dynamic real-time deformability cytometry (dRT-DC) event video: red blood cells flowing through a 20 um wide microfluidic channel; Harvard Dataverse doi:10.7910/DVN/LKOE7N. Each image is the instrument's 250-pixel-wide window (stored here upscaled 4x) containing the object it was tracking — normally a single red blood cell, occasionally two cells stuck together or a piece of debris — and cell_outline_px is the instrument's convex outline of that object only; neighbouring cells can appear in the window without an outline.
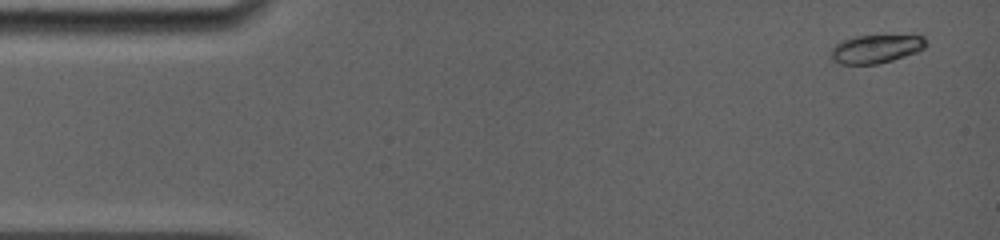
{"species": "common noctule bat (a hibernating species)", "species_latin": "Nyctalus noctula", "temperature_condition": "room temperature", "stored_images_in_passage": 4, "camera_frame_rate_fps": 5000, "um_per_image_px": 0.085, "animal": {"sex": "female", "body_mass_g": 19.0, "forearm_length_mm": 56.7}, "frame": {"image": 1, "passage_image": 1, "time_ms": 0.0, "image_size_px": [1000, 240], "cell_outline_px": [[928, 44], [924, 48], [916, 52], [892, 60], [876, 64], [840, 64], [832, 60], [832, 48], [840, 40], [852, 36], [924, 36]], "centroid_in_image_um": [74.43, 4.15], "position_along_channel_um": 10.6, "area_um2": 15.61}}
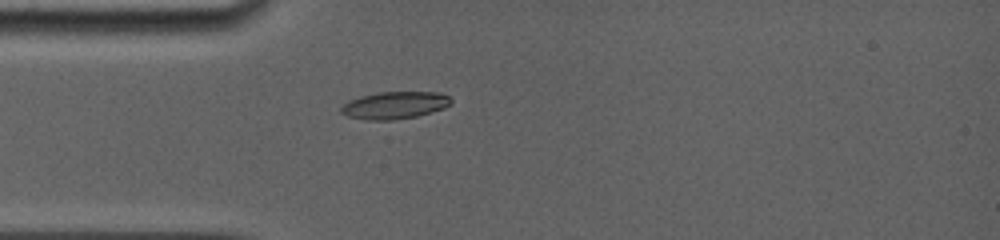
{"frame": {"image": 2, "passage_image": 4, "time_ms": 3.8, "image_size_px": [1000, 240], "cell_outline_px": [[452, 104], [444, 108], [416, 116], [392, 120], [368, 120], [348, 116], [340, 112], [340, 108], [348, 100], [360, 96], [376, 92], [440, 92], [448, 96], [452, 100]], "centroid_in_image_um": [33.54, 8.93], "position_along_channel_um": 51.5, "area_um2": 17.51}}